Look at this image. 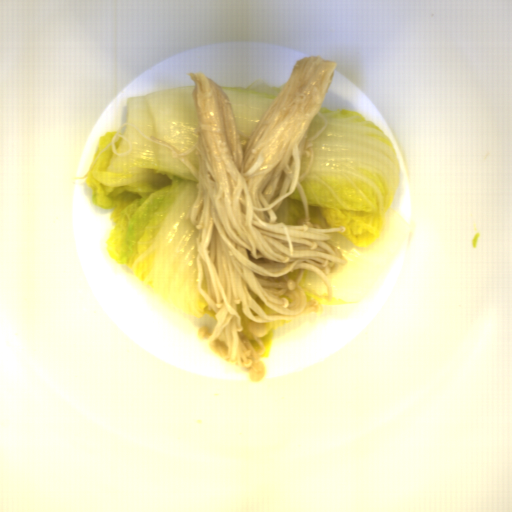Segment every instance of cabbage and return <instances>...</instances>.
<instances>
[{
	"label": "cabbage",
	"instance_id": "cabbage-1",
	"mask_svg": "<svg viewBox=\"0 0 512 512\" xmlns=\"http://www.w3.org/2000/svg\"><path fill=\"white\" fill-rule=\"evenodd\" d=\"M119 133L129 138L130 153L117 155L110 147L85 180L92 205L112 210L114 225L105 242L109 258L189 316L217 319L199 294V230L190 221L198 180L168 147L134 126L124 124Z\"/></svg>",
	"mask_w": 512,
	"mask_h": 512
},
{
	"label": "cabbage",
	"instance_id": "cabbage-2",
	"mask_svg": "<svg viewBox=\"0 0 512 512\" xmlns=\"http://www.w3.org/2000/svg\"><path fill=\"white\" fill-rule=\"evenodd\" d=\"M329 125L313 141V162L301 182L312 224L344 227L347 240L368 249L385 231L400 165L385 131L357 111L321 108Z\"/></svg>",
	"mask_w": 512,
	"mask_h": 512
},
{
	"label": "cabbage",
	"instance_id": "cabbage-3",
	"mask_svg": "<svg viewBox=\"0 0 512 512\" xmlns=\"http://www.w3.org/2000/svg\"><path fill=\"white\" fill-rule=\"evenodd\" d=\"M194 88L185 85L128 98L126 122L168 143L178 153H185L196 141L199 115Z\"/></svg>",
	"mask_w": 512,
	"mask_h": 512
},
{
	"label": "cabbage",
	"instance_id": "cabbage-4",
	"mask_svg": "<svg viewBox=\"0 0 512 512\" xmlns=\"http://www.w3.org/2000/svg\"><path fill=\"white\" fill-rule=\"evenodd\" d=\"M286 83L271 87L255 79L248 87L221 86L229 102L243 157L266 113L282 93Z\"/></svg>",
	"mask_w": 512,
	"mask_h": 512
},
{
	"label": "cabbage",
	"instance_id": "cabbage-5",
	"mask_svg": "<svg viewBox=\"0 0 512 512\" xmlns=\"http://www.w3.org/2000/svg\"><path fill=\"white\" fill-rule=\"evenodd\" d=\"M305 294L310 300H318L322 304L327 305H352L357 302L347 301L338 297L331 298L330 301L327 299L326 286L320 275L316 272L304 271L299 281Z\"/></svg>",
	"mask_w": 512,
	"mask_h": 512
},
{
	"label": "cabbage",
	"instance_id": "cabbage-6",
	"mask_svg": "<svg viewBox=\"0 0 512 512\" xmlns=\"http://www.w3.org/2000/svg\"><path fill=\"white\" fill-rule=\"evenodd\" d=\"M291 321H293V320L291 319V320L268 321L267 323H265L266 333H265V336H261V340L265 346V350L261 357L269 358L276 328H278L288 322H291Z\"/></svg>",
	"mask_w": 512,
	"mask_h": 512
},
{
	"label": "cabbage",
	"instance_id": "cabbage-7",
	"mask_svg": "<svg viewBox=\"0 0 512 512\" xmlns=\"http://www.w3.org/2000/svg\"><path fill=\"white\" fill-rule=\"evenodd\" d=\"M117 132L118 131H113V132L105 133L103 136H100L98 138L96 149H95L94 156H93L91 164L95 160L97 154L101 150H103L107 145H109L111 143L113 137L117 134Z\"/></svg>",
	"mask_w": 512,
	"mask_h": 512
}]
</instances>
